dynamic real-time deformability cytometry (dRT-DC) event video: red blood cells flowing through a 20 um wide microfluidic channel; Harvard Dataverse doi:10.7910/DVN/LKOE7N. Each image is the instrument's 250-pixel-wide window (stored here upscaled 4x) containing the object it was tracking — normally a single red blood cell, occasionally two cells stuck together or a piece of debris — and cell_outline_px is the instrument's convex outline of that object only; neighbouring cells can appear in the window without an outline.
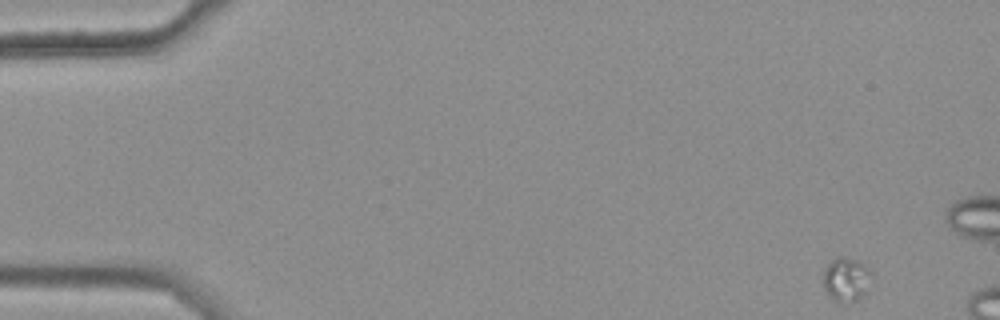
{"species": "common noctule bat (a hibernating species)", "species_latin": "Nyctalus noctula", "temperature_condition": "warm", "stored_images_in_passage": 9, "camera_frame_rate_fps": 3000, "um_per_image_px": 0.085, "animal": {"sex": "female", "body_mass_g": 25.1}, "frame": {"image": 1, "passage_image": 1, "time_ms": 0.0, "image_size_px": [1000, 320], "cell_outline_px": [[872, 272], [864, 292], [856, 300], [844, 304], [836, 304], [828, 296], [824, 288], [824, 268], [836, 256], [856, 260], [864, 264]], "centroid_in_image_um": [71.88, 23.78], "position_along_channel_um": 13.1, "area_um2": 12.31}}